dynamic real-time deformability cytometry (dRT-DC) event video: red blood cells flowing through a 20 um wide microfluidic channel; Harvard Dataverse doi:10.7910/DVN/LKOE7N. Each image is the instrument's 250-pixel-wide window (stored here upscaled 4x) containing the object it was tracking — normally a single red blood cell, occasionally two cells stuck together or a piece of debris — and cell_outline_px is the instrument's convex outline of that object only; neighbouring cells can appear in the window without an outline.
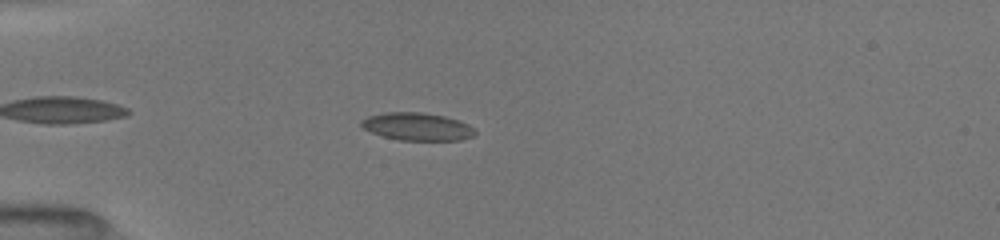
{"species": "common noctule bat (a hibernating species)", "species_latin": "Nyctalus noctula", "temperature_condition": "room temperature", "stored_images_in_passage": 39, "camera_frame_rate_fps": 3000, "um_per_image_px": 0.085, "animal": {"sex": "female", "body_mass_g": 19.5, "forearm_length_mm": 54.1}, "frame": {"image": 1, "passage_image": 6, "time_ms": 1.667, "image_size_px": [1000, 240], "cell_outline_px": [[476, 132], [472, 136], [460, 140], [400, 140], [384, 136], [372, 132], [364, 128], [360, 124], [360, 120], [368, 116], [384, 112], [420, 112], [444, 116], [460, 120], [468, 124]], "centroid_in_image_um": [35.45, 10.75], "position_along_channel_um": 49.5, "area_um2": 18.26}}
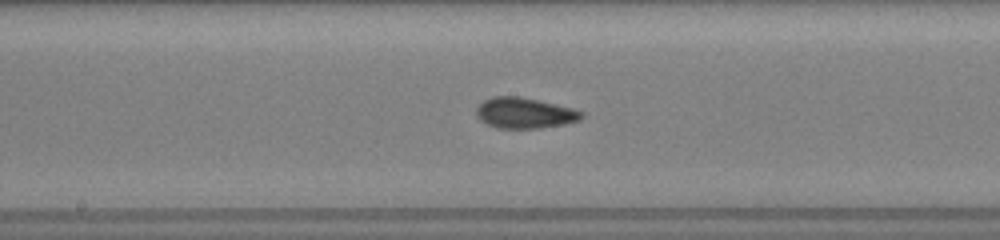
{"frame": {"image": 2, "passage_image": 19, "time_ms": 6.0, "image_size_px": [1000, 240], "cell_outline_px": [[584, 116], [580, 120], [564, 124], [540, 128], [496, 128], [480, 120], [476, 116], [476, 108], [484, 100], [492, 96], [520, 96], [572, 108], [584, 112]], "centroid_in_image_um": [44.58, 9.6], "position_along_channel_um": 203.6, "area_um2": 18.84}}
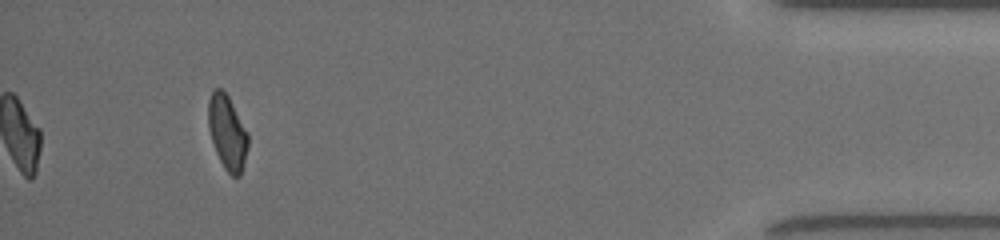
{"frame": {"image": 3, "passage_image": 39, "time_ms": 12.667, "image_size_px": [1000, 240], "cell_outline_px": [[248, 144], [240, 176], [232, 176], [224, 168], [216, 152], [208, 128], [208, 100], [212, 92], [216, 88], [220, 88], [228, 96], [248, 132]], "centroid_in_image_um": [19.31, 11.24], "position_along_channel_um": 415.9, "area_um2": 16.99}, "authors_computed_cell_mechanics": {"area_um2": 18.207, "velocity_mm_per_s": 4.05, "shape_relaxation_time_tau1_ms": 10.5419, "shape_relaxation_time_tau2_ms": 1.5533, "deformation_change_tau1": 0.1887, "deformation_change_tau2": 0.0825}}